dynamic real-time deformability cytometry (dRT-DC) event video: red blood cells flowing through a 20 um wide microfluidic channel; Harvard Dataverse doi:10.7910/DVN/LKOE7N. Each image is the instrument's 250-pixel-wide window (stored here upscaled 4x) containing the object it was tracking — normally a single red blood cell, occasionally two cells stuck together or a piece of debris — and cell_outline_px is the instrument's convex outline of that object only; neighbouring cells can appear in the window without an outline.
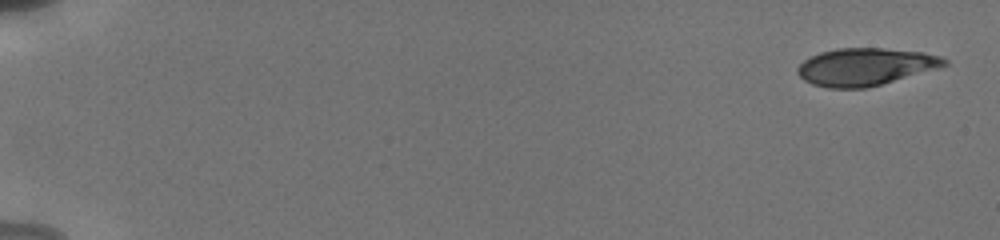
{"species": "human", "species_latin": "Homo sapiens", "temperature_condition": "cold", "stored_images_in_passage": 24, "camera_frame_rate_fps": 3000, "um_per_image_px": 0.085, "donor": {"sex": "male"}, "frame": {"image": 1, "passage_image": 1, "time_ms": 0.0, "image_size_px": [1000, 240], "cell_outline_px": [[948, 64], [936, 68], [880, 84], [864, 88], [828, 88], [812, 84], [804, 80], [796, 72], [796, 68], [804, 60], [820, 52], [836, 48], [884, 48], [924, 52], [940, 56], [948, 60]], "centroid_in_image_um": [73.51, 5.66], "position_along_channel_um": 11.5, "area_um2": 31.73}}
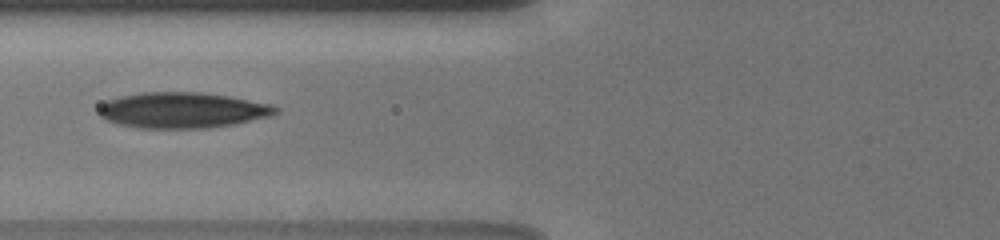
{"frame": {"image": 2, "passage_image": 11, "time_ms": 7.333, "image_size_px": [1000, 240], "cell_outline_px": [[280, 112], [276, 116], [232, 124], [208, 128], [136, 128], [120, 124], [108, 120], [100, 116], [96, 112], [100, 104], [108, 100], [120, 96], [140, 92], [200, 92], [228, 96], [276, 104], [280, 108]], "centroid_in_image_um": [15.58, 9.36], "position_along_channel_um": 110.2, "area_um2": 37.4}}
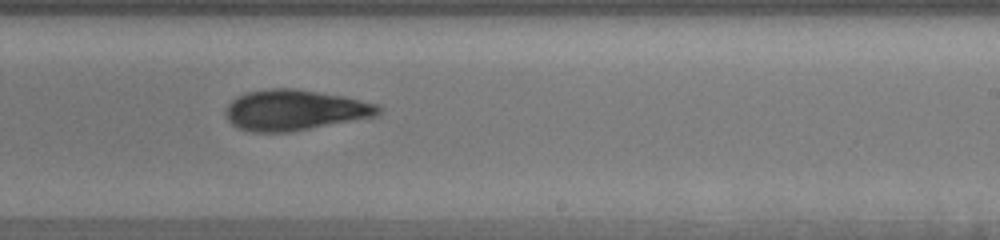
{"frame": {"image": 3, "passage_image": 16, "time_ms": 11.333, "image_size_px": [1000, 240], "cell_outline_px": [[384, 108], [376, 116], [292, 132], [252, 132], [236, 128], [228, 120], [228, 104], [236, 96], [248, 92], [268, 88], [292, 88], [344, 96], [380, 104]], "centroid_in_image_um": [25.09, 9.36], "position_along_channel_um": 263.9, "area_um2": 36.24}, "authors_computed_cell_mechanics": {"area_um2": 34.8823, "velocity_mm_per_s": 3.8492, "shape_relaxation_time_tau1_ms": 4.6332, "shape_relaxation_time_tau2_ms": 2.9434, "deformation_change_tau1": 0.1479, "deformation_change_tau2": 0.0964}}